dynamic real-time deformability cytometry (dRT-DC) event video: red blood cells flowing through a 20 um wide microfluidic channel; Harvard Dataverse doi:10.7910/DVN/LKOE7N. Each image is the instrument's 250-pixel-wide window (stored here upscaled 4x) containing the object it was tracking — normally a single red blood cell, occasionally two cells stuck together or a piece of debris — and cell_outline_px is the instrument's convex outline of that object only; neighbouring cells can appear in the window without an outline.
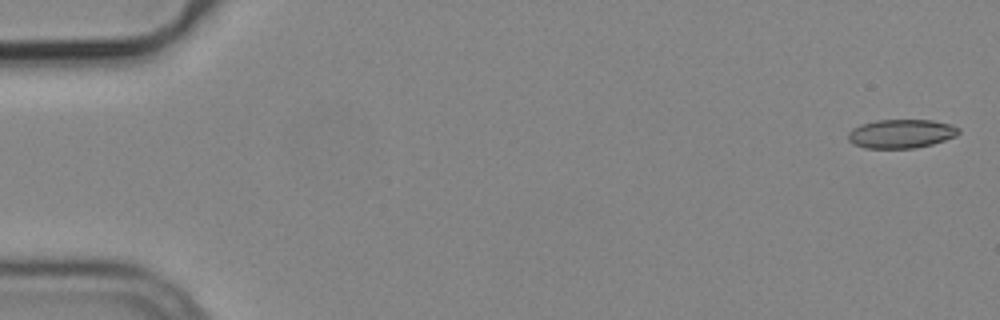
{"species": "common noctule bat (a hibernating species)", "species_latin": "Nyctalus noctula", "temperature_condition": "cold", "stored_images_in_passage": 6, "camera_frame_rate_fps": 3000, "um_per_image_px": 0.085, "animal": {"sex": "male", "body_mass_g": 19.2, "forearm_length_mm": 51.8}, "frame": {"image": 1, "passage_image": 1, "time_ms": 0.0, "image_size_px": [1000, 320], "cell_outline_px": [[960, 132], [956, 136], [932, 144], [916, 148], [864, 148], [852, 144], [848, 140], [848, 132], [852, 128], [860, 124], [876, 120], [932, 120], [952, 124], [960, 128]], "centroid_in_image_um": [76.58, 11.36], "position_along_channel_um": 8.4, "area_um2": 18.79}}
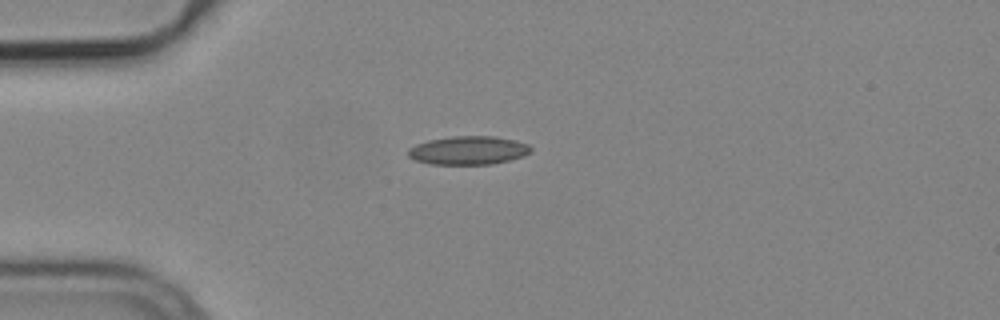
{"frame": {"image": 2, "passage_image": 4, "time_ms": 1.0, "image_size_px": [1000, 320], "cell_outline_px": [[532, 152], [524, 156], [492, 164], [432, 164], [416, 160], [408, 156], [408, 148], [416, 144], [428, 140], [452, 136], [496, 136], [516, 140], [528, 144], [532, 148]], "centroid_in_image_um": [39.84, 12.77], "position_along_channel_um": 45.2, "area_um2": 20.46}}
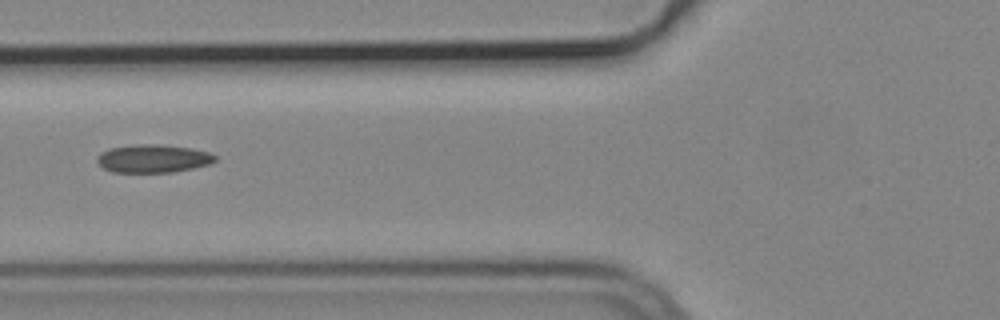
{"frame": {"image": 3, "passage_image": 6, "time_ms": 1.667, "image_size_px": [1000, 320], "cell_outline_px": [[216, 160], [212, 164], [172, 172], [112, 172], [104, 168], [96, 160], [96, 156], [100, 152], [108, 148], [136, 144], [160, 144], [192, 148], [208, 152], [216, 156]], "centroid_in_image_um": [13.0, 13.47], "position_along_channel_um": 112.8, "area_um2": 19.48}}